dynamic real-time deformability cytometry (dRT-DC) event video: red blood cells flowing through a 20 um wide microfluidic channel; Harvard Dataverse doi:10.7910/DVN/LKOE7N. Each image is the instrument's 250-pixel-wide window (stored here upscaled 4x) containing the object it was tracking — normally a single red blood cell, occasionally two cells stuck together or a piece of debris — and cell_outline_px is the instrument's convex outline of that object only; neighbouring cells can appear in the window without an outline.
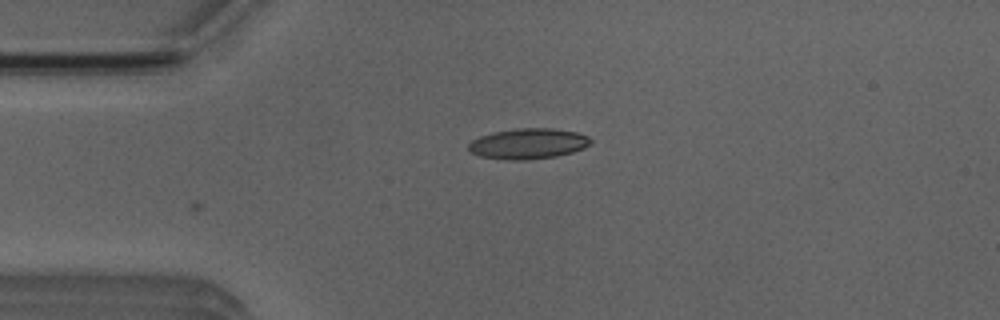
{"species": "Egyptian fruit bat (a non-hibernating species)", "species_latin": "Rousettus aegyptiacus", "temperature_condition": "room temperature", "stored_images_in_passage": 3, "camera_frame_rate_fps": 3000, "um_per_image_px": 0.085, "animal": {"sex": "male"}, "frame": {"image": 1, "passage_image": 3, "time_ms": 0.667, "image_size_px": [1000, 320], "cell_outline_px": [[592, 140], [584, 148], [572, 152], [556, 156], [528, 160], [508, 160], [480, 156], [472, 152], [468, 148], [468, 144], [472, 140], [480, 136], [492, 132], [516, 128], [552, 128], [576, 132], [588, 136]], "centroid_in_image_um": [44.88, 12.21], "position_along_channel_um": 40.1, "area_um2": 21.73}}